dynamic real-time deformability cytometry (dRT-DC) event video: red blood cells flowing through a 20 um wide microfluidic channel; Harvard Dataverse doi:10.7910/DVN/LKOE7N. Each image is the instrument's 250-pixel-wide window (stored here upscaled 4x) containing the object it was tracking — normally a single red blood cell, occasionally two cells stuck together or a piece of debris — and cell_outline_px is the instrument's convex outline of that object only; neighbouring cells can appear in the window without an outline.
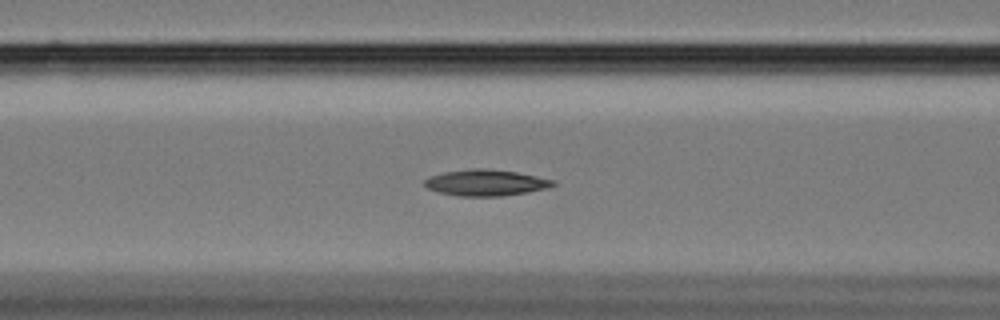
{"species": "Egyptian fruit bat (a non-hibernating species)", "species_latin": "Rousettus aegyptiacus", "temperature_condition": "cold", "stored_images_in_passage": 43, "camera_frame_rate_fps": 3000, "um_per_image_px": 0.085, "animal": {"sex": "female"}, "frame": {"image": 1, "passage_image": 8, "time_ms": 2.333, "image_size_px": [1000, 320], "cell_outline_px": [[556, 184], [548, 188], [528, 192], [500, 196], [460, 196], [440, 192], [428, 188], [424, 184], [424, 180], [428, 176], [444, 172], [472, 168], [484, 168], [516, 172], [556, 180]], "centroid_in_image_um": [41.31, 15.52], "position_along_channel_um": 125.3, "area_um2": 19.59}}
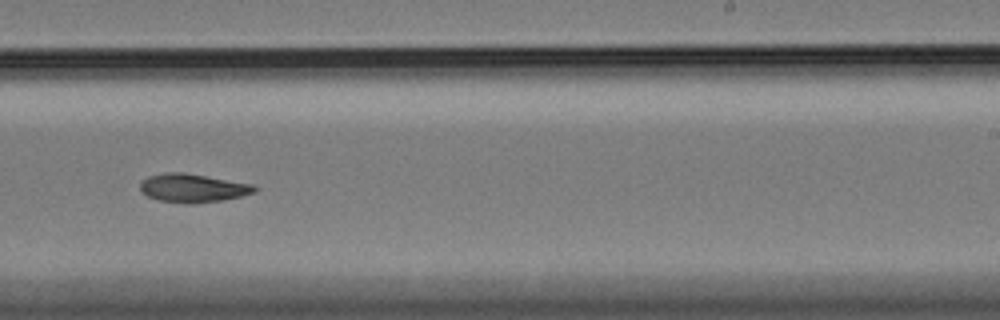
{"frame": {"image": 2, "passage_image": 21, "time_ms": 6.667, "image_size_px": [1000, 320], "cell_outline_px": [[256, 192], [224, 200], [192, 204], [184, 204], [156, 200], [148, 196], [140, 188], [140, 184], [148, 176], [164, 172], [184, 172], [252, 184], [256, 188]], "centroid_in_image_um": [16.37, 15.99], "position_along_channel_um": 272.6, "area_um2": 19.02}}
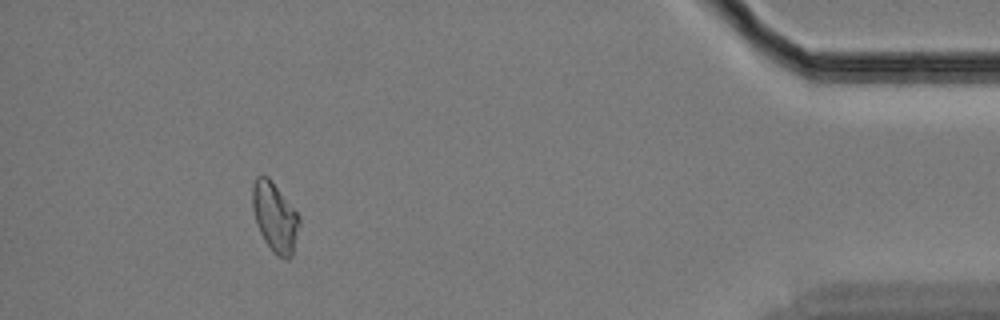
{"frame": {"image": 3, "passage_image": 38, "time_ms": 12.333, "image_size_px": [1000, 320], "cell_outline_px": [[300, 224], [292, 256], [288, 260], [284, 260], [276, 256], [272, 252], [264, 240], [256, 224], [252, 208], [252, 184], [256, 176], [268, 176], [300, 216]], "centroid_in_image_um": [23.36, 18.49], "position_along_channel_um": 411.8, "area_um2": 19.19}}